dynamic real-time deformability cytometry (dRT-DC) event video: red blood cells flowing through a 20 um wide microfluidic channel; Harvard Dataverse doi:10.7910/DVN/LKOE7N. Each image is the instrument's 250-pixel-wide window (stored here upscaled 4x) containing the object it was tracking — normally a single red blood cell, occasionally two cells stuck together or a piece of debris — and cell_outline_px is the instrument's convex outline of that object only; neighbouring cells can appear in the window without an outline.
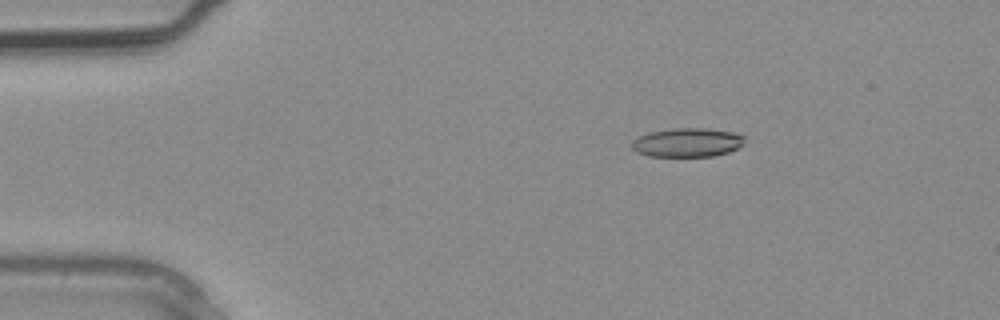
{"species": "common noctule bat (a hibernating species)", "species_latin": "Nyctalus noctula", "temperature_condition": "warm", "stored_images_in_passage": 3, "camera_frame_rate_fps": 3000, "um_per_image_px": 0.085, "animal": {"sex": "male", "body_mass_g": 20.4}, "frame": {"image": 1, "passage_image": 2, "time_ms": 0.333, "image_size_px": [1000, 320], "cell_outline_px": [[744, 144], [728, 152], [712, 156], [648, 156], [636, 152], [632, 148], [632, 140], [640, 136], [652, 132], [672, 128], [704, 128], [732, 132], [744, 136]], "centroid_in_image_um": [58.41, 12.11], "position_along_channel_um": 26.6, "area_um2": 18.84}}